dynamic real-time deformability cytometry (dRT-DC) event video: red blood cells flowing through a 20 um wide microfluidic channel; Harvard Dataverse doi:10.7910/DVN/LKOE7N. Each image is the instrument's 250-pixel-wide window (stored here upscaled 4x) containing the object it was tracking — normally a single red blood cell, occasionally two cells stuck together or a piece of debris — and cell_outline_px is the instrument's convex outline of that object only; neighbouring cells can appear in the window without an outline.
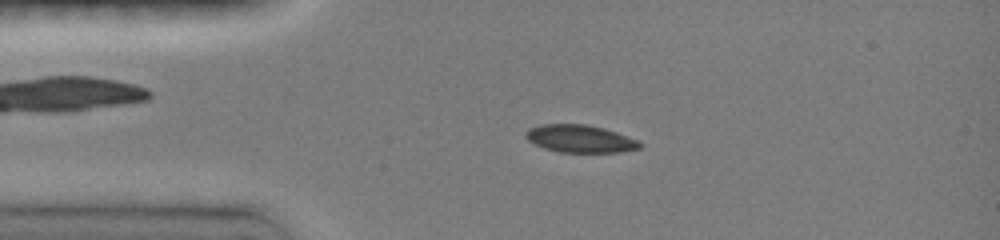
{"species": "common noctule bat (a hibernating species)", "species_latin": "Nyctalus noctula", "temperature_condition": "room temperature", "stored_images_in_passage": 26, "camera_frame_rate_fps": 3000, "um_per_image_px": 0.085, "animal": {"sex": "female", "body_mass_g": 19.0, "forearm_length_mm": 51.5}, "frame": {"image": 1, "passage_image": 4, "time_ms": 1.333, "image_size_px": [1000, 240], "cell_outline_px": [[644, 144], [640, 148], [620, 152], [560, 152], [544, 148], [528, 140], [524, 136], [524, 132], [528, 128], [540, 124], [584, 124], [604, 128], [640, 140]], "centroid_in_image_um": [49.32, 11.78], "position_along_channel_um": 35.7, "area_um2": 18.5}}
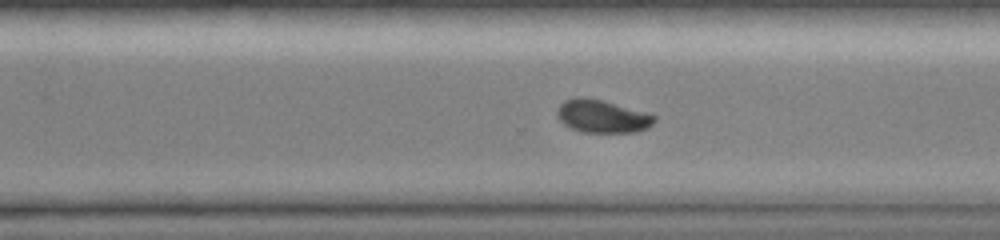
{"frame": {"image": 2, "passage_image": 18, "time_ms": 9.0, "image_size_px": [1000, 240], "cell_outline_px": [[656, 120], [648, 128], [636, 132], [584, 132], [572, 128], [564, 124], [556, 116], [556, 108], [564, 100], [576, 96], [584, 96], [652, 112], [656, 116]], "centroid_in_image_um": [51.22, 9.86], "position_along_channel_um": 319.4, "area_um2": 19.07}}
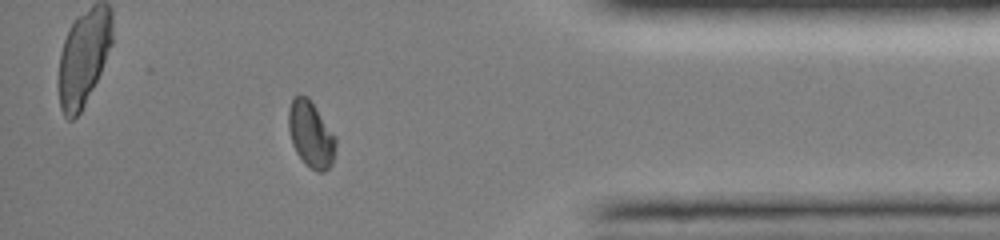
{"frame": {"image": 3, "passage_image": 23, "time_ms": 11.667, "image_size_px": [1000, 240], "cell_outline_px": [[336, 144], [332, 164], [324, 172], [316, 172], [304, 164], [296, 152], [292, 144], [288, 128], [288, 108], [292, 96], [300, 92], [308, 96], [336, 136]], "centroid_in_image_um": [26.4, 11.38], "position_along_channel_um": 408.8, "area_um2": 18.73}, "authors_computed_cell_mechanics": {"area_um2": 19.074, "velocity_mm_per_s": 4.0248, "shape_relaxation_time_tau1_ms": 4.9382, "shape_relaxation_time_tau2_ms": null, "deformation_change_tau1": 0.1318, "deformation_change_tau2": null}}